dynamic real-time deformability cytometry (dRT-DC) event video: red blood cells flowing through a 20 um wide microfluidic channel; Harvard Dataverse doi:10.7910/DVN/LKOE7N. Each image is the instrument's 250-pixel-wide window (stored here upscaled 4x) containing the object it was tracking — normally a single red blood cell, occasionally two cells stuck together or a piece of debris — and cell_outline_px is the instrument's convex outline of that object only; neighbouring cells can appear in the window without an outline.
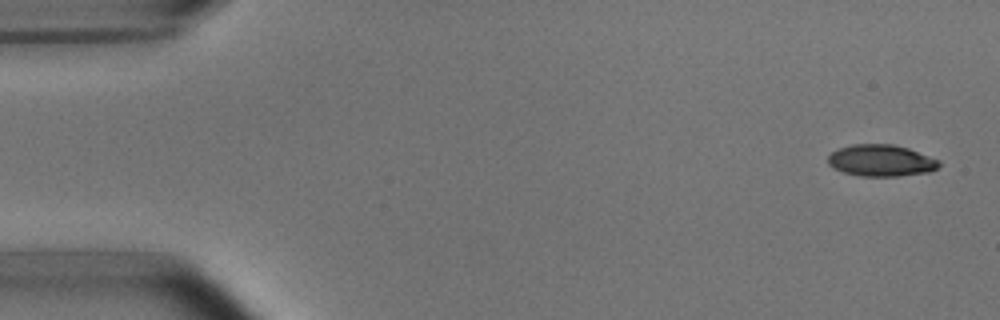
{"species": "common noctule bat (a hibernating species)", "species_latin": "Nyctalus noctula", "temperature_condition": "room temperature", "stored_images_in_passage": 5, "camera_frame_rate_fps": 3000, "um_per_image_px": 0.085, "animal": {"sex": "male", "body_mass_g": 15.6}, "frame": {"image": 1, "passage_image": 1, "time_ms": 0.0, "image_size_px": [1000, 320], "cell_outline_px": [[940, 164], [936, 168], [928, 172], [900, 176], [860, 176], [844, 172], [832, 168], [828, 164], [828, 156], [832, 152], [840, 148], [852, 144], [892, 144], [908, 148], [940, 160]], "centroid_in_image_um": [74.88, 13.64], "position_along_channel_um": 10.1, "area_um2": 20.46}}
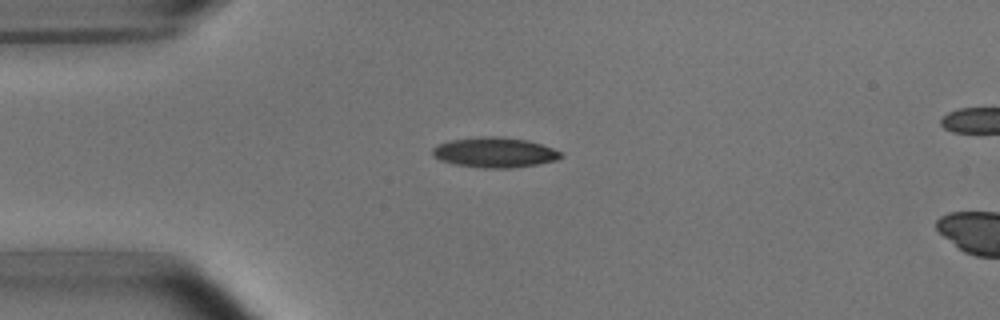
{"frame": {"image": 2, "passage_image": 4, "time_ms": 3.667, "image_size_px": [1000, 320], "cell_outline_px": [[564, 156], [556, 160], [536, 164], [512, 168], [484, 168], [452, 164], [440, 160], [432, 156], [432, 148], [436, 144], [452, 140], [480, 136], [496, 136], [528, 140], [564, 152]], "centroid_in_image_um": [42.03, 12.96], "position_along_channel_um": 43.0, "area_um2": 22.72}}